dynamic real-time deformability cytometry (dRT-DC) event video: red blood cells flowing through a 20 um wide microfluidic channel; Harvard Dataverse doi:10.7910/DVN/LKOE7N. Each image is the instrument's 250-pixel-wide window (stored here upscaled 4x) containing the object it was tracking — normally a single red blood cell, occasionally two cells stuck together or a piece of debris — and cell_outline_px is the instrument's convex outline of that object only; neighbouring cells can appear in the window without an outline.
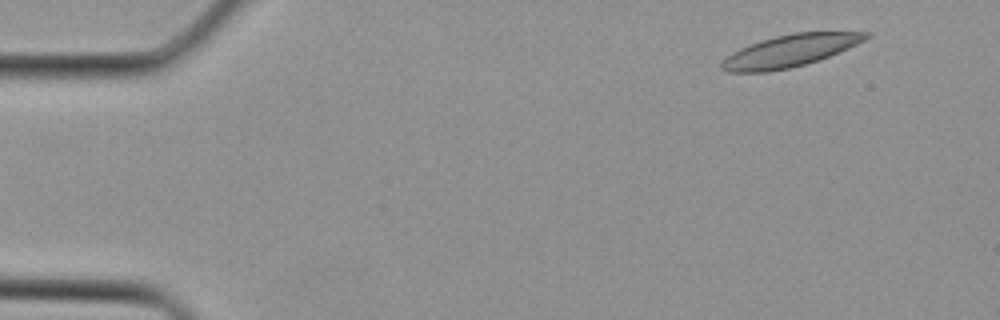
{"species": "Egyptian fruit bat (a non-hibernating species)", "species_latin": "Rousettus aegyptiacus", "temperature_condition": "cold", "stored_images_in_passage": 3, "camera_frame_rate_fps": 3000, "um_per_image_px": 0.085, "animal": {"sex": "female"}, "frame": {"image": 1, "passage_image": 3, "time_ms": 0.667, "image_size_px": [1000, 320], "cell_outline_px": [[872, 36], [848, 48], [828, 56], [804, 64], [788, 68], [768, 72], [728, 72], [720, 68], [720, 60], [732, 52], [740, 48], [776, 36], [796, 32], [872, 32]], "centroid_in_image_um": [67.11, 4.32], "position_along_channel_um": 17.9, "area_um2": 26.65}}